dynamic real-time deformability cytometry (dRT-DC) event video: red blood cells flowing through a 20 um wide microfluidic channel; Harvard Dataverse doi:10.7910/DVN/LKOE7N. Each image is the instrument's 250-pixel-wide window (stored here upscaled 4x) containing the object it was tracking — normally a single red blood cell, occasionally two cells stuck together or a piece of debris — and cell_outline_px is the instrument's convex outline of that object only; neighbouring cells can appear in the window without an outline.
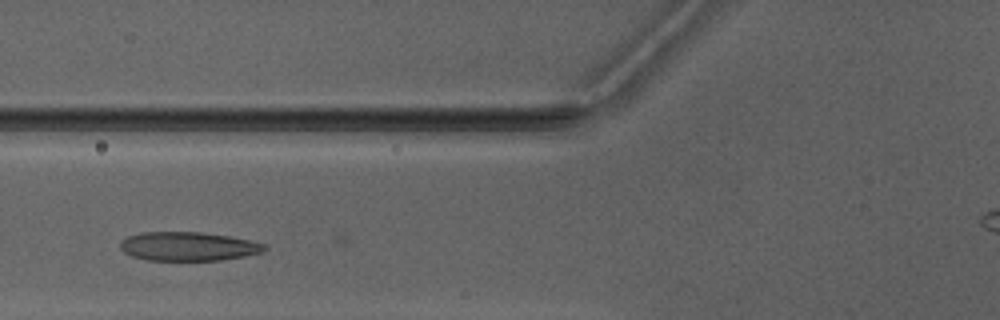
{"species": "Egyptian fruit bat (a non-hibernating species)", "species_latin": "Rousettus aegyptiacus", "temperature_condition": "warm", "stored_images_in_passage": 3, "camera_frame_rate_fps": 3000, "um_per_image_px": 0.085, "animal": {"sex": "male"}, "frame": {"image": 1, "passage_image": 3, "time_ms": 2.333, "image_size_px": [1000, 320], "cell_outline_px": [[268, 248], [264, 252], [244, 256], [220, 260], [148, 260], [132, 256], [124, 252], [120, 248], [120, 240], [128, 236], [140, 232], [200, 232], [232, 236], [252, 240], [264, 244]], "centroid_in_image_um": [16.02, 20.93], "position_along_channel_um": 109.8, "area_um2": 24.45}}